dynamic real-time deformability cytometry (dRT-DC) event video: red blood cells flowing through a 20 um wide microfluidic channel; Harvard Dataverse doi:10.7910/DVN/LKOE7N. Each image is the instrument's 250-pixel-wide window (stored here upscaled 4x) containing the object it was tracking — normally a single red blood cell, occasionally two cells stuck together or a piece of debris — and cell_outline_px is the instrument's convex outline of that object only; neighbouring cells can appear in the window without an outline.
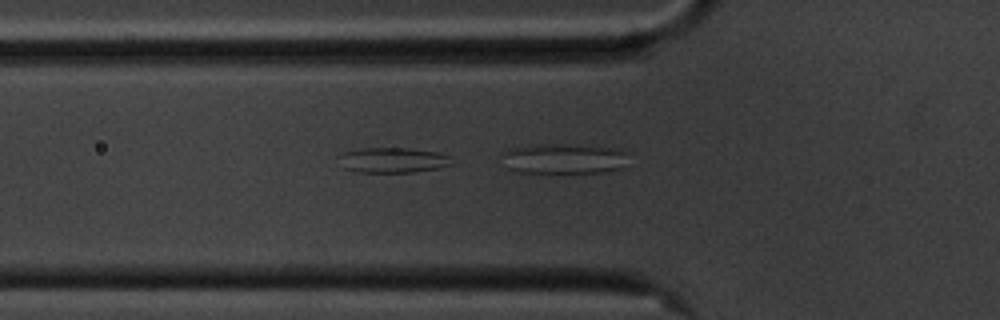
{"species": "common noctule bat (a hibernating species)", "species_latin": "Nyctalus noctula", "temperature_condition": "cold", "stored_images_in_passage": 11, "camera_frame_rate_fps": 3000, "um_per_image_px": 0.085, "animal": {"sex": "male", "body_mass_g": 20.1, "forearm_length_mm": 53.5}, "frame": {"image": 1, "passage_image": 10, "time_ms": 3.0, "image_size_px": [1000, 320], "cell_outline_px": [[456, 164], [440, 168], [412, 172], [356, 172], [344, 168], [336, 156], [344, 152], [360, 148], [404, 148], [436, 152], [452, 156]], "centroid_in_image_um": [33.42, 13.61], "position_along_channel_um": 92.4, "area_um2": 16.88}}